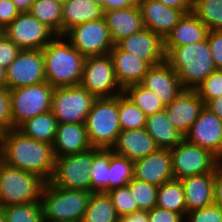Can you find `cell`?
Masks as SVG:
<instances>
[{"label":"cell","instance_id":"cell-19","mask_svg":"<svg viewBox=\"0 0 222 222\" xmlns=\"http://www.w3.org/2000/svg\"><path fill=\"white\" fill-rule=\"evenodd\" d=\"M140 85L156 94L164 106L169 105L183 88L177 73L166 60L151 66Z\"/></svg>","mask_w":222,"mask_h":222},{"label":"cell","instance_id":"cell-46","mask_svg":"<svg viewBox=\"0 0 222 222\" xmlns=\"http://www.w3.org/2000/svg\"><path fill=\"white\" fill-rule=\"evenodd\" d=\"M149 222H184L185 218L176 212L161 207H154L148 211Z\"/></svg>","mask_w":222,"mask_h":222},{"label":"cell","instance_id":"cell-3","mask_svg":"<svg viewBox=\"0 0 222 222\" xmlns=\"http://www.w3.org/2000/svg\"><path fill=\"white\" fill-rule=\"evenodd\" d=\"M166 61L177 73L183 88L196 89L217 70L207 39L195 44L174 47L166 55Z\"/></svg>","mask_w":222,"mask_h":222},{"label":"cell","instance_id":"cell-51","mask_svg":"<svg viewBox=\"0 0 222 222\" xmlns=\"http://www.w3.org/2000/svg\"><path fill=\"white\" fill-rule=\"evenodd\" d=\"M118 222H149L148 211L138 210L132 214L124 215L120 217Z\"/></svg>","mask_w":222,"mask_h":222},{"label":"cell","instance_id":"cell-11","mask_svg":"<svg viewBox=\"0 0 222 222\" xmlns=\"http://www.w3.org/2000/svg\"><path fill=\"white\" fill-rule=\"evenodd\" d=\"M80 86L96 98L115 97L123 93L109 54L85 57Z\"/></svg>","mask_w":222,"mask_h":222},{"label":"cell","instance_id":"cell-4","mask_svg":"<svg viewBox=\"0 0 222 222\" xmlns=\"http://www.w3.org/2000/svg\"><path fill=\"white\" fill-rule=\"evenodd\" d=\"M92 193L45 183L40 201L43 220L81 222Z\"/></svg>","mask_w":222,"mask_h":222},{"label":"cell","instance_id":"cell-10","mask_svg":"<svg viewBox=\"0 0 222 222\" xmlns=\"http://www.w3.org/2000/svg\"><path fill=\"white\" fill-rule=\"evenodd\" d=\"M95 99L80 85L58 87L52 94L51 111L58 123L85 124Z\"/></svg>","mask_w":222,"mask_h":222},{"label":"cell","instance_id":"cell-36","mask_svg":"<svg viewBox=\"0 0 222 222\" xmlns=\"http://www.w3.org/2000/svg\"><path fill=\"white\" fill-rule=\"evenodd\" d=\"M123 93L148 117L156 112L164 110L165 106L159 97L140 84L126 87Z\"/></svg>","mask_w":222,"mask_h":222},{"label":"cell","instance_id":"cell-54","mask_svg":"<svg viewBox=\"0 0 222 222\" xmlns=\"http://www.w3.org/2000/svg\"><path fill=\"white\" fill-rule=\"evenodd\" d=\"M7 87L6 69L0 66V88Z\"/></svg>","mask_w":222,"mask_h":222},{"label":"cell","instance_id":"cell-45","mask_svg":"<svg viewBox=\"0 0 222 222\" xmlns=\"http://www.w3.org/2000/svg\"><path fill=\"white\" fill-rule=\"evenodd\" d=\"M21 49L5 35L0 38V66L7 69Z\"/></svg>","mask_w":222,"mask_h":222},{"label":"cell","instance_id":"cell-38","mask_svg":"<svg viewBox=\"0 0 222 222\" xmlns=\"http://www.w3.org/2000/svg\"><path fill=\"white\" fill-rule=\"evenodd\" d=\"M127 185L139 210L149 211L156 207L159 186L149 184L134 177Z\"/></svg>","mask_w":222,"mask_h":222},{"label":"cell","instance_id":"cell-58","mask_svg":"<svg viewBox=\"0 0 222 222\" xmlns=\"http://www.w3.org/2000/svg\"><path fill=\"white\" fill-rule=\"evenodd\" d=\"M4 35V30L0 28V38Z\"/></svg>","mask_w":222,"mask_h":222},{"label":"cell","instance_id":"cell-16","mask_svg":"<svg viewBox=\"0 0 222 222\" xmlns=\"http://www.w3.org/2000/svg\"><path fill=\"white\" fill-rule=\"evenodd\" d=\"M204 106L205 103L195 88H182L176 98L164 109L172 126L185 136Z\"/></svg>","mask_w":222,"mask_h":222},{"label":"cell","instance_id":"cell-9","mask_svg":"<svg viewBox=\"0 0 222 222\" xmlns=\"http://www.w3.org/2000/svg\"><path fill=\"white\" fill-rule=\"evenodd\" d=\"M93 161V147L82 153L57 157L50 182L63 189L92 192L90 168Z\"/></svg>","mask_w":222,"mask_h":222},{"label":"cell","instance_id":"cell-12","mask_svg":"<svg viewBox=\"0 0 222 222\" xmlns=\"http://www.w3.org/2000/svg\"><path fill=\"white\" fill-rule=\"evenodd\" d=\"M63 36L84 57L107 55L114 46L104 18L74 26Z\"/></svg>","mask_w":222,"mask_h":222},{"label":"cell","instance_id":"cell-33","mask_svg":"<svg viewBox=\"0 0 222 222\" xmlns=\"http://www.w3.org/2000/svg\"><path fill=\"white\" fill-rule=\"evenodd\" d=\"M111 149L94 148V161L90 168L92 192L109 191V159Z\"/></svg>","mask_w":222,"mask_h":222},{"label":"cell","instance_id":"cell-7","mask_svg":"<svg viewBox=\"0 0 222 222\" xmlns=\"http://www.w3.org/2000/svg\"><path fill=\"white\" fill-rule=\"evenodd\" d=\"M170 153L174 179L215 173L221 167V160L211 151L185 139L170 149Z\"/></svg>","mask_w":222,"mask_h":222},{"label":"cell","instance_id":"cell-50","mask_svg":"<svg viewBox=\"0 0 222 222\" xmlns=\"http://www.w3.org/2000/svg\"><path fill=\"white\" fill-rule=\"evenodd\" d=\"M156 1H159L168 7L181 9L185 14L191 12L192 9V0H156Z\"/></svg>","mask_w":222,"mask_h":222},{"label":"cell","instance_id":"cell-1","mask_svg":"<svg viewBox=\"0 0 222 222\" xmlns=\"http://www.w3.org/2000/svg\"><path fill=\"white\" fill-rule=\"evenodd\" d=\"M0 160L33 173L46 183L51 180L55 168L52 145L27 137L16 128L1 133Z\"/></svg>","mask_w":222,"mask_h":222},{"label":"cell","instance_id":"cell-24","mask_svg":"<svg viewBox=\"0 0 222 222\" xmlns=\"http://www.w3.org/2000/svg\"><path fill=\"white\" fill-rule=\"evenodd\" d=\"M208 32V27L192 12L184 14L164 39L165 54L167 55L174 47L206 40Z\"/></svg>","mask_w":222,"mask_h":222},{"label":"cell","instance_id":"cell-25","mask_svg":"<svg viewBox=\"0 0 222 222\" xmlns=\"http://www.w3.org/2000/svg\"><path fill=\"white\" fill-rule=\"evenodd\" d=\"M114 45L144 28L139 5L104 12Z\"/></svg>","mask_w":222,"mask_h":222},{"label":"cell","instance_id":"cell-44","mask_svg":"<svg viewBox=\"0 0 222 222\" xmlns=\"http://www.w3.org/2000/svg\"><path fill=\"white\" fill-rule=\"evenodd\" d=\"M207 41L214 65L222 70V30L209 31Z\"/></svg>","mask_w":222,"mask_h":222},{"label":"cell","instance_id":"cell-6","mask_svg":"<svg viewBox=\"0 0 222 222\" xmlns=\"http://www.w3.org/2000/svg\"><path fill=\"white\" fill-rule=\"evenodd\" d=\"M45 183L39 176L0 160L1 206L40 202Z\"/></svg>","mask_w":222,"mask_h":222},{"label":"cell","instance_id":"cell-53","mask_svg":"<svg viewBox=\"0 0 222 222\" xmlns=\"http://www.w3.org/2000/svg\"><path fill=\"white\" fill-rule=\"evenodd\" d=\"M20 12H29L34 0H12Z\"/></svg>","mask_w":222,"mask_h":222},{"label":"cell","instance_id":"cell-49","mask_svg":"<svg viewBox=\"0 0 222 222\" xmlns=\"http://www.w3.org/2000/svg\"><path fill=\"white\" fill-rule=\"evenodd\" d=\"M214 203L222 206V167L214 173Z\"/></svg>","mask_w":222,"mask_h":222},{"label":"cell","instance_id":"cell-42","mask_svg":"<svg viewBox=\"0 0 222 222\" xmlns=\"http://www.w3.org/2000/svg\"><path fill=\"white\" fill-rule=\"evenodd\" d=\"M184 222H222V206L212 205L189 211Z\"/></svg>","mask_w":222,"mask_h":222},{"label":"cell","instance_id":"cell-2","mask_svg":"<svg viewBox=\"0 0 222 222\" xmlns=\"http://www.w3.org/2000/svg\"><path fill=\"white\" fill-rule=\"evenodd\" d=\"M46 81L54 88L80 85L85 57L63 36L43 49Z\"/></svg>","mask_w":222,"mask_h":222},{"label":"cell","instance_id":"cell-40","mask_svg":"<svg viewBox=\"0 0 222 222\" xmlns=\"http://www.w3.org/2000/svg\"><path fill=\"white\" fill-rule=\"evenodd\" d=\"M107 193L110 196L119 217L132 214L139 210L128 185L111 189Z\"/></svg>","mask_w":222,"mask_h":222},{"label":"cell","instance_id":"cell-23","mask_svg":"<svg viewBox=\"0 0 222 222\" xmlns=\"http://www.w3.org/2000/svg\"><path fill=\"white\" fill-rule=\"evenodd\" d=\"M52 148L55 158L90 150L85 124L58 123Z\"/></svg>","mask_w":222,"mask_h":222},{"label":"cell","instance_id":"cell-47","mask_svg":"<svg viewBox=\"0 0 222 222\" xmlns=\"http://www.w3.org/2000/svg\"><path fill=\"white\" fill-rule=\"evenodd\" d=\"M19 13L12 0H0V28L4 30Z\"/></svg>","mask_w":222,"mask_h":222},{"label":"cell","instance_id":"cell-32","mask_svg":"<svg viewBox=\"0 0 222 222\" xmlns=\"http://www.w3.org/2000/svg\"><path fill=\"white\" fill-rule=\"evenodd\" d=\"M56 35H62V5L55 0H34L29 11Z\"/></svg>","mask_w":222,"mask_h":222},{"label":"cell","instance_id":"cell-48","mask_svg":"<svg viewBox=\"0 0 222 222\" xmlns=\"http://www.w3.org/2000/svg\"><path fill=\"white\" fill-rule=\"evenodd\" d=\"M140 0H104V12L139 5Z\"/></svg>","mask_w":222,"mask_h":222},{"label":"cell","instance_id":"cell-22","mask_svg":"<svg viewBox=\"0 0 222 222\" xmlns=\"http://www.w3.org/2000/svg\"><path fill=\"white\" fill-rule=\"evenodd\" d=\"M109 55L117 81L123 90L130 85L140 84L151 67L147 61L128 51L121 50L117 45L113 46Z\"/></svg>","mask_w":222,"mask_h":222},{"label":"cell","instance_id":"cell-27","mask_svg":"<svg viewBox=\"0 0 222 222\" xmlns=\"http://www.w3.org/2000/svg\"><path fill=\"white\" fill-rule=\"evenodd\" d=\"M103 17L102 6L93 0H69L62 5V35L74 26Z\"/></svg>","mask_w":222,"mask_h":222},{"label":"cell","instance_id":"cell-8","mask_svg":"<svg viewBox=\"0 0 222 222\" xmlns=\"http://www.w3.org/2000/svg\"><path fill=\"white\" fill-rule=\"evenodd\" d=\"M54 89L47 81L10 89L13 129L27 119L51 111Z\"/></svg>","mask_w":222,"mask_h":222},{"label":"cell","instance_id":"cell-37","mask_svg":"<svg viewBox=\"0 0 222 222\" xmlns=\"http://www.w3.org/2000/svg\"><path fill=\"white\" fill-rule=\"evenodd\" d=\"M133 178V161L111 150L109 159V190L127 185Z\"/></svg>","mask_w":222,"mask_h":222},{"label":"cell","instance_id":"cell-39","mask_svg":"<svg viewBox=\"0 0 222 222\" xmlns=\"http://www.w3.org/2000/svg\"><path fill=\"white\" fill-rule=\"evenodd\" d=\"M6 222H43L40 202L9 205L4 207Z\"/></svg>","mask_w":222,"mask_h":222},{"label":"cell","instance_id":"cell-59","mask_svg":"<svg viewBox=\"0 0 222 222\" xmlns=\"http://www.w3.org/2000/svg\"><path fill=\"white\" fill-rule=\"evenodd\" d=\"M43 222H63V221L43 220Z\"/></svg>","mask_w":222,"mask_h":222},{"label":"cell","instance_id":"cell-41","mask_svg":"<svg viewBox=\"0 0 222 222\" xmlns=\"http://www.w3.org/2000/svg\"><path fill=\"white\" fill-rule=\"evenodd\" d=\"M196 93L204 103L222 96V70L217 69L212 72L196 87Z\"/></svg>","mask_w":222,"mask_h":222},{"label":"cell","instance_id":"cell-14","mask_svg":"<svg viewBox=\"0 0 222 222\" xmlns=\"http://www.w3.org/2000/svg\"><path fill=\"white\" fill-rule=\"evenodd\" d=\"M7 87L36 85L46 81L42 50L23 49L6 69Z\"/></svg>","mask_w":222,"mask_h":222},{"label":"cell","instance_id":"cell-21","mask_svg":"<svg viewBox=\"0 0 222 222\" xmlns=\"http://www.w3.org/2000/svg\"><path fill=\"white\" fill-rule=\"evenodd\" d=\"M159 147L148 134L146 128L122 130L111 147L113 153L124 156L131 161L145 158Z\"/></svg>","mask_w":222,"mask_h":222},{"label":"cell","instance_id":"cell-18","mask_svg":"<svg viewBox=\"0 0 222 222\" xmlns=\"http://www.w3.org/2000/svg\"><path fill=\"white\" fill-rule=\"evenodd\" d=\"M139 7L144 28L163 40L185 14L181 9L168 7L156 0H140Z\"/></svg>","mask_w":222,"mask_h":222},{"label":"cell","instance_id":"cell-20","mask_svg":"<svg viewBox=\"0 0 222 222\" xmlns=\"http://www.w3.org/2000/svg\"><path fill=\"white\" fill-rule=\"evenodd\" d=\"M116 45L121 50L128 51L147 61L151 66L166 60L164 40L146 28L120 40Z\"/></svg>","mask_w":222,"mask_h":222},{"label":"cell","instance_id":"cell-35","mask_svg":"<svg viewBox=\"0 0 222 222\" xmlns=\"http://www.w3.org/2000/svg\"><path fill=\"white\" fill-rule=\"evenodd\" d=\"M191 12L209 31L222 30V0H192Z\"/></svg>","mask_w":222,"mask_h":222},{"label":"cell","instance_id":"cell-29","mask_svg":"<svg viewBox=\"0 0 222 222\" xmlns=\"http://www.w3.org/2000/svg\"><path fill=\"white\" fill-rule=\"evenodd\" d=\"M58 122L52 111L25 120L16 129L34 140L53 144Z\"/></svg>","mask_w":222,"mask_h":222},{"label":"cell","instance_id":"cell-31","mask_svg":"<svg viewBox=\"0 0 222 222\" xmlns=\"http://www.w3.org/2000/svg\"><path fill=\"white\" fill-rule=\"evenodd\" d=\"M156 206L181 214L187 213L184 189L179 179H172L158 188Z\"/></svg>","mask_w":222,"mask_h":222},{"label":"cell","instance_id":"cell-56","mask_svg":"<svg viewBox=\"0 0 222 222\" xmlns=\"http://www.w3.org/2000/svg\"><path fill=\"white\" fill-rule=\"evenodd\" d=\"M93 1L101 5L104 11V0H93Z\"/></svg>","mask_w":222,"mask_h":222},{"label":"cell","instance_id":"cell-57","mask_svg":"<svg viewBox=\"0 0 222 222\" xmlns=\"http://www.w3.org/2000/svg\"><path fill=\"white\" fill-rule=\"evenodd\" d=\"M57 3H60L61 5H64L67 3L69 0H55Z\"/></svg>","mask_w":222,"mask_h":222},{"label":"cell","instance_id":"cell-55","mask_svg":"<svg viewBox=\"0 0 222 222\" xmlns=\"http://www.w3.org/2000/svg\"><path fill=\"white\" fill-rule=\"evenodd\" d=\"M0 222H6L4 207L0 205Z\"/></svg>","mask_w":222,"mask_h":222},{"label":"cell","instance_id":"cell-13","mask_svg":"<svg viewBox=\"0 0 222 222\" xmlns=\"http://www.w3.org/2000/svg\"><path fill=\"white\" fill-rule=\"evenodd\" d=\"M4 35L21 50H42L57 36L30 12H20L4 29Z\"/></svg>","mask_w":222,"mask_h":222},{"label":"cell","instance_id":"cell-43","mask_svg":"<svg viewBox=\"0 0 222 222\" xmlns=\"http://www.w3.org/2000/svg\"><path fill=\"white\" fill-rule=\"evenodd\" d=\"M13 129L11 113V94L8 87L0 88V131L6 132Z\"/></svg>","mask_w":222,"mask_h":222},{"label":"cell","instance_id":"cell-28","mask_svg":"<svg viewBox=\"0 0 222 222\" xmlns=\"http://www.w3.org/2000/svg\"><path fill=\"white\" fill-rule=\"evenodd\" d=\"M145 128L161 149H172L184 140V135L169 122L165 109L148 116Z\"/></svg>","mask_w":222,"mask_h":222},{"label":"cell","instance_id":"cell-34","mask_svg":"<svg viewBox=\"0 0 222 222\" xmlns=\"http://www.w3.org/2000/svg\"><path fill=\"white\" fill-rule=\"evenodd\" d=\"M118 118L121 130L146 127L147 116L124 93L118 95Z\"/></svg>","mask_w":222,"mask_h":222},{"label":"cell","instance_id":"cell-15","mask_svg":"<svg viewBox=\"0 0 222 222\" xmlns=\"http://www.w3.org/2000/svg\"><path fill=\"white\" fill-rule=\"evenodd\" d=\"M184 139L211 151L222 160V120L205 106Z\"/></svg>","mask_w":222,"mask_h":222},{"label":"cell","instance_id":"cell-26","mask_svg":"<svg viewBox=\"0 0 222 222\" xmlns=\"http://www.w3.org/2000/svg\"><path fill=\"white\" fill-rule=\"evenodd\" d=\"M180 181L184 189L187 212L214 203V173L194 175Z\"/></svg>","mask_w":222,"mask_h":222},{"label":"cell","instance_id":"cell-30","mask_svg":"<svg viewBox=\"0 0 222 222\" xmlns=\"http://www.w3.org/2000/svg\"><path fill=\"white\" fill-rule=\"evenodd\" d=\"M118 216L107 192H93L81 222H118Z\"/></svg>","mask_w":222,"mask_h":222},{"label":"cell","instance_id":"cell-52","mask_svg":"<svg viewBox=\"0 0 222 222\" xmlns=\"http://www.w3.org/2000/svg\"><path fill=\"white\" fill-rule=\"evenodd\" d=\"M205 107L222 120V96L213 100H208L205 103Z\"/></svg>","mask_w":222,"mask_h":222},{"label":"cell","instance_id":"cell-17","mask_svg":"<svg viewBox=\"0 0 222 222\" xmlns=\"http://www.w3.org/2000/svg\"><path fill=\"white\" fill-rule=\"evenodd\" d=\"M133 177L155 186L174 179L170 149L159 148L145 158L135 160Z\"/></svg>","mask_w":222,"mask_h":222},{"label":"cell","instance_id":"cell-5","mask_svg":"<svg viewBox=\"0 0 222 222\" xmlns=\"http://www.w3.org/2000/svg\"><path fill=\"white\" fill-rule=\"evenodd\" d=\"M85 127L93 148L111 149L122 131L118 118V96L96 98Z\"/></svg>","mask_w":222,"mask_h":222}]
</instances>
